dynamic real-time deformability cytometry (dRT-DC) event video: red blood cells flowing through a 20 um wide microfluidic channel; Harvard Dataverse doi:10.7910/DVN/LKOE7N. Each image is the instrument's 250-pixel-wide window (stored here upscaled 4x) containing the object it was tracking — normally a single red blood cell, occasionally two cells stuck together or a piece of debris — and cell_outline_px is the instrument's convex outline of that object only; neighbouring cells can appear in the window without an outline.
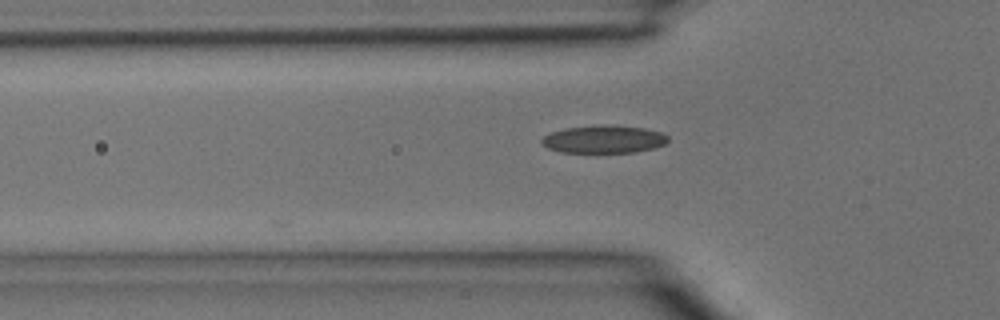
{"species": "common noctule bat (a hibernating species)", "species_latin": "Nyctalus noctula", "temperature_condition": "room temperature", "stored_images_in_passage": 3, "camera_frame_rate_fps": 3000, "um_per_image_px": 0.085, "animal": {"sex": "male", "body_mass_g": 15.6}, "frame": {"image": 1, "passage_image": 2, "time_ms": 0.333, "image_size_px": [1000, 320], "cell_outline_px": [[668, 140], [664, 144], [652, 148], [632, 152], [560, 152], [548, 148], [540, 144], [540, 140], [544, 136], [552, 132], [564, 128], [644, 128], [660, 132], [668, 136]], "centroid_in_image_um": [51.27, 11.89], "position_along_channel_um": 74.5, "area_um2": 19.19}}